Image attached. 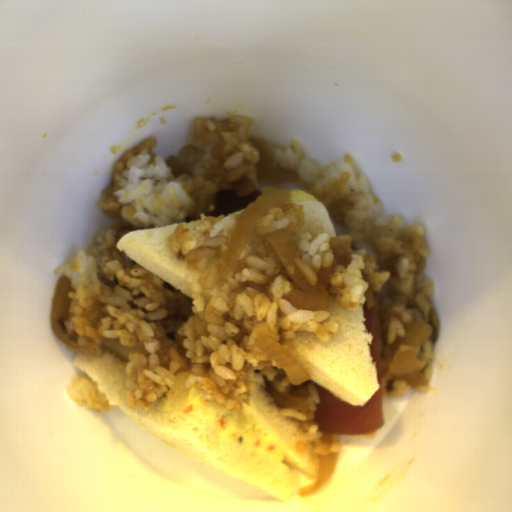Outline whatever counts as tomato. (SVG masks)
I'll use <instances>...</instances> for the list:
<instances>
[{
    "label": "tomato",
    "instance_id": "1",
    "mask_svg": "<svg viewBox=\"0 0 512 512\" xmlns=\"http://www.w3.org/2000/svg\"><path fill=\"white\" fill-rule=\"evenodd\" d=\"M310 384H314L320 401L316 404L312 420L318 424V431L324 434L353 436L375 432L384 423V392L381 383L379 390L363 405L344 402L309 378L300 384H293L290 381L284 394L305 402L310 394Z\"/></svg>",
    "mask_w": 512,
    "mask_h": 512
}]
</instances>
